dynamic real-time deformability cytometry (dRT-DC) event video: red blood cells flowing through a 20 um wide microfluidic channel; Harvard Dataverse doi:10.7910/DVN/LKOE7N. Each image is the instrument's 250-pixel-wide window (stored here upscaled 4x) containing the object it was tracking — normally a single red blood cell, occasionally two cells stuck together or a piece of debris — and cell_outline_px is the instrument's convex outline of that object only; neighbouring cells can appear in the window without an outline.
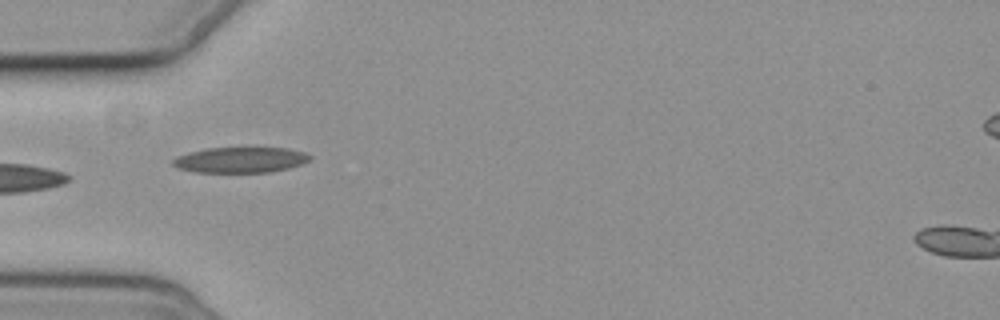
{"species": "common noctule bat (a hibernating species)", "species_latin": "Nyctalus noctula", "temperature_condition": "cold", "stored_images_in_passage": 6, "camera_frame_rate_fps": 3000, "um_per_image_px": 0.085, "animal": {"sex": "female", "body_mass_g": 19.3, "forearm_length_mm": 54.1}, "frame": {"image": 1, "passage_image": 5, "time_ms": 6.333, "image_size_px": [1000, 320], "cell_outline_px": [[312, 156], [304, 164], [288, 168], [268, 172], [196, 172], [176, 168], [172, 164], [172, 160], [176, 156], [188, 152], [208, 148], [288, 148], [304, 152]], "centroid_in_image_um": [20.41, 13.59], "position_along_channel_um": 64.6, "area_um2": 20.46}}
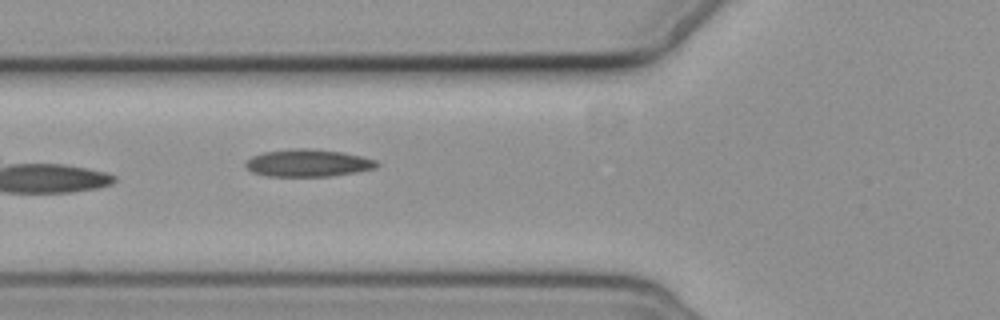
{"frame": {"image": 2, "passage_image": 6, "time_ms": 7.333, "image_size_px": [1000, 320], "cell_outline_px": [[380, 164], [376, 168], [356, 172], [328, 176], [268, 176], [252, 172], [244, 164], [252, 156], [264, 152], [296, 148], [308, 148], [340, 152], [360, 156], [376, 160]], "centroid_in_image_um": [26.18, 13.86], "position_along_channel_um": 99.6, "area_um2": 20.69}}